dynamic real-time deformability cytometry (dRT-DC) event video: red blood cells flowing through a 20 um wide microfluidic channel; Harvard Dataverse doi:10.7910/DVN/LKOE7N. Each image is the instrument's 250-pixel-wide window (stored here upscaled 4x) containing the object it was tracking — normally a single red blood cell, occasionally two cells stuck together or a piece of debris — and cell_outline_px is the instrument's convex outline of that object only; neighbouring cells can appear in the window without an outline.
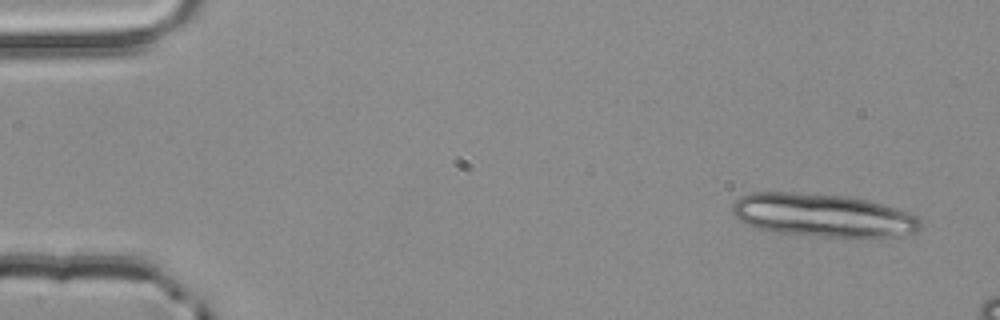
{"species": "common noctule bat (a hibernating species)", "species_latin": "Nyctalus noctula", "temperature_condition": "room temperature", "stored_images_in_passage": 4, "camera_frame_rate_fps": 3000, "um_per_image_px": 0.085, "animal": {"sex": "male", "body_mass_g": 20.4}, "frame": {"image": 1, "passage_image": 1, "time_ms": 0.0, "image_size_px": [1000, 320], "cell_outline_px": [[924, 224], [916, 232], [904, 236], [812, 236], [776, 232], [756, 228], [740, 220], [732, 212], [732, 204], [740, 196], [752, 192], [792, 192], [848, 196], [868, 200], [884, 204], [920, 216]], "centroid_in_image_um": [69.98, 18.29], "position_along_channel_um": 15.0, "area_um2": 47.51}}